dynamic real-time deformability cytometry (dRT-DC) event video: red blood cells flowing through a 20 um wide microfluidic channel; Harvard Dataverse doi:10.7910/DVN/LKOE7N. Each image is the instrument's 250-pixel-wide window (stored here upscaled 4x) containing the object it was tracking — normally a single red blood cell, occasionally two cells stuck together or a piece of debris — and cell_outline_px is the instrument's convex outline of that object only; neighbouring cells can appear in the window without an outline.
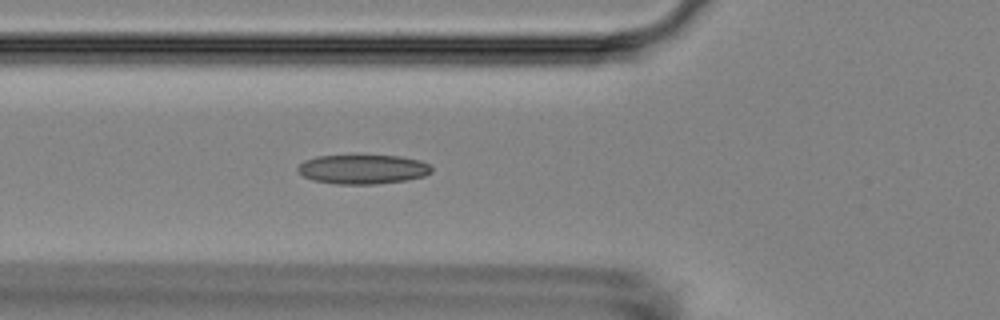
{"species": "Egyptian fruit bat (a non-hibernating species)", "species_latin": "Rousettus aegyptiacus", "temperature_condition": "room temperature", "stored_images_in_passage": 6, "camera_frame_rate_fps": 3000, "um_per_image_px": 0.085, "animal": {"sex": "female"}, "frame": {"image": 1, "passage_image": 6, "time_ms": 6.333, "image_size_px": [1000, 320], "cell_outline_px": [[432, 172], [424, 176], [408, 180], [376, 184], [336, 184], [312, 180], [304, 176], [296, 168], [304, 160], [316, 156], [400, 156], [420, 160], [428, 164], [432, 168]], "centroid_in_image_um": [30.85, 14.39], "position_along_channel_um": 95.0, "area_um2": 22.83}}